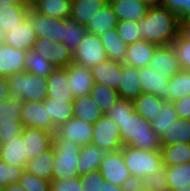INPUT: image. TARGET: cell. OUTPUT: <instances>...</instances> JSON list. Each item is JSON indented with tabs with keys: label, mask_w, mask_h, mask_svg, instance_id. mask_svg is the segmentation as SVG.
Here are the masks:
<instances>
[{
	"label": "cell",
	"mask_w": 190,
	"mask_h": 191,
	"mask_svg": "<svg viewBox=\"0 0 190 191\" xmlns=\"http://www.w3.org/2000/svg\"><path fill=\"white\" fill-rule=\"evenodd\" d=\"M51 191H81L80 177L51 180Z\"/></svg>",
	"instance_id": "cell-51"
},
{
	"label": "cell",
	"mask_w": 190,
	"mask_h": 191,
	"mask_svg": "<svg viewBox=\"0 0 190 191\" xmlns=\"http://www.w3.org/2000/svg\"><path fill=\"white\" fill-rule=\"evenodd\" d=\"M172 102L190 95V71L181 70L169 82Z\"/></svg>",
	"instance_id": "cell-43"
},
{
	"label": "cell",
	"mask_w": 190,
	"mask_h": 191,
	"mask_svg": "<svg viewBox=\"0 0 190 191\" xmlns=\"http://www.w3.org/2000/svg\"><path fill=\"white\" fill-rule=\"evenodd\" d=\"M182 70L190 71V42L183 40L179 35L172 43Z\"/></svg>",
	"instance_id": "cell-49"
},
{
	"label": "cell",
	"mask_w": 190,
	"mask_h": 191,
	"mask_svg": "<svg viewBox=\"0 0 190 191\" xmlns=\"http://www.w3.org/2000/svg\"><path fill=\"white\" fill-rule=\"evenodd\" d=\"M10 95L28 102H43L47 98V78L30 72H18L8 77Z\"/></svg>",
	"instance_id": "cell-4"
},
{
	"label": "cell",
	"mask_w": 190,
	"mask_h": 191,
	"mask_svg": "<svg viewBox=\"0 0 190 191\" xmlns=\"http://www.w3.org/2000/svg\"><path fill=\"white\" fill-rule=\"evenodd\" d=\"M86 32L85 26L78 24L75 20L67 18L63 23L61 43H63L72 54H74L77 47L81 44Z\"/></svg>",
	"instance_id": "cell-39"
},
{
	"label": "cell",
	"mask_w": 190,
	"mask_h": 191,
	"mask_svg": "<svg viewBox=\"0 0 190 191\" xmlns=\"http://www.w3.org/2000/svg\"><path fill=\"white\" fill-rule=\"evenodd\" d=\"M0 159L12 166H26L28 160L25 155L22 134L13 138L10 137L7 141H4Z\"/></svg>",
	"instance_id": "cell-28"
},
{
	"label": "cell",
	"mask_w": 190,
	"mask_h": 191,
	"mask_svg": "<svg viewBox=\"0 0 190 191\" xmlns=\"http://www.w3.org/2000/svg\"><path fill=\"white\" fill-rule=\"evenodd\" d=\"M3 4H29L27 0H0V5Z\"/></svg>",
	"instance_id": "cell-61"
},
{
	"label": "cell",
	"mask_w": 190,
	"mask_h": 191,
	"mask_svg": "<svg viewBox=\"0 0 190 191\" xmlns=\"http://www.w3.org/2000/svg\"><path fill=\"white\" fill-rule=\"evenodd\" d=\"M23 127L43 129L52 133L56 132L50 115L45 109L44 102L24 101L21 110Z\"/></svg>",
	"instance_id": "cell-13"
},
{
	"label": "cell",
	"mask_w": 190,
	"mask_h": 191,
	"mask_svg": "<svg viewBox=\"0 0 190 191\" xmlns=\"http://www.w3.org/2000/svg\"><path fill=\"white\" fill-rule=\"evenodd\" d=\"M110 153L103 148H98L92 143L82 145L78 160L79 176L91 171L99 170L101 161Z\"/></svg>",
	"instance_id": "cell-25"
},
{
	"label": "cell",
	"mask_w": 190,
	"mask_h": 191,
	"mask_svg": "<svg viewBox=\"0 0 190 191\" xmlns=\"http://www.w3.org/2000/svg\"><path fill=\"white\" fill-rule=\"evenodd\" d=\"M54 164V146L42 152L37 157L27 161L25 171L37 177L52 180V165Z\"/></svg>",
	"instance_id": "cell-32"
},
{
	"label": "cell",
	"mask_w": 190,
	"mask_h": 191,
	"mask_svg": "<svg viewBox=\"0 0 190 191\" xmlns=\"http://www.w3.org/2000/svg\"><path fill=\"white\" fill-rule=\"evenodd\" d=\"M36 39L32 22L27 17L23 22L6 32V41L4 43L13 48L26 51L33 48Z\"/></svg>",
	"instance_id": "cell-19"
},
{
	"label": "cell",
	"mask_w": 190,
	"mask_h": 191,
	"mask_svg": "<svg viewBox=\"0 0 190 191\" xmlns=\"http://www.w3.org/2000/svg\"><path fill=\"white\" fill-rule=\"evenodd\" d=\"M65 68H55L47 77V98L59 101H74Z\"/></svg>",
	"instance_id": "cell-18"
},
{
	"label": "cell",
	"mask_w": 190,
	"mask_h": 191,
	"mask_svg": "<svg viewBox=\"0 0 190 191\" xmlns=\"http://www.w3.org/2000/svg\"><path fill=\"white\" fill-rule=\"evenodd\" d=\"M160 152L165 167L190 162V143H175L171 146H162Z\"/></svg>",
	"instance_id": "cell-35"
},
{
	"label": "cell",
	"mask_w": 190,
	"mask_h": 191,
	"mask_svg": "<svg viewBox=\"0 0 190 191\" xmlns=\"http://www.w3.org/2000/svg\"><path fill=\"white\" fill-rule=\"evenodd\" d=\"M43 102L56 129L70 118H73V101H59L46 98Z\"/></svg>",
	"instance_id": "cell-37"
},
{
	"label": "cell",
	"mask_w": 190,
	"mask_h": 191,
	"mask_svg": "<svg viewBox=\"0 0 190 191\" xmlns=\"http://www.w3.org/2000/svg\"><path fill=\"white\" fill-rule=\"evenodd\" d=\"M122 154L130 175L141 180L163 165L160 151L141 150L131 146H124Z\"/></svg>",
	"instance_id": "cell-5"
},
{
	"label": "cell",
	"mask_w": 190,
	"mask_h": 191,
	"mask_svg": "<svg viewBox=\"0 0 190 191\" xmlns=\"http://www.w3.org/2000/svg\"><path fill=\"white\" fill-rule=\"evenodd\" d=\"M99 172L106 181L121 187L130 176L129 169L123 159L122 149L110 152L101 161Z\"/></svg>",
	"instance_id": "cell-15"
},
{
	"label": "cell",
	"mask_w": 190,
	"mask_h": 191,
	"mask_svg": "<svg viewBox=\"0 0 190 191\" xmlns=\"http://www.w3.org/2000/svg\"><path fill=\"white\" fill-rule=\"evenodd\" d=\"M53 135L54 133L43 129L24 127L22 138L27 160L33 159L50 149L53 146Z\"/></svg>",
	"instance_id": "cell-14"
},
{
	"label": "cell",
	"mask_w": 190,
	"mask_h": 191,
	"mask_svg": "<svg viewBox=\"0 0 190 191\" xmlns=\"http://www.w3.org/2000/svg\"><path fill=\"white\" fill-rule=\"evenodd\" d=\"M98 191H123V190L120 186L104 180V183L100 185V189Z\"/></svg>",
	"instance_id": "cell-57"
},
{
	"label": "cell",
	"mask_w": 190,
	"mask_h": 191,
	"mask_svg": "<svg viewBox=\"0 0 190 191\" xmlns=\"http://www.w3.org/2000/svg\"><path fill=\"white\" fill-rule=\"evenodd\" d=\"M119 37L127 44H133L141 39L138 22L131 20L118 21L115 27Z\"/></svg>",
	"instance_id": "cell-45"
},
{
	"label": "cell",
	"mask_w": 190,
	"mask_h": 191,
	"mask_svg": "<svg viewBox=\"0 0 190 191\" xmlns=\"http://www.w3.org/2000/svg\"><path fill=\"white\" fill-rule=\"evenodd\" d=\"M118 23L117 16L112 6L108 3L86 25V31L91 34L101 35L109 29L115 28Z\"/></svg>",
	"instance_id": "cell-33"
},
{
	"label": "cell",
	"mask_w": 190,
	"mask_h": 191,
	"mask_svg": "<svg viewBox=\"0 0 190 191\" xmlns=\"http://www.w3.org/2000/svg\"><path fill=\"white\" fill-rule=\"evenodd\" d=\"M139 83L142 93L158 95L164 102H172L169 80L153 71L149 66L139 69Z\"/></svg>",
	"instance_id": "cell-12"
},
{
	"label": "cell",
	"mask_w": 190,
	"mask_h": 191,
	"mask_svg": "<svg viewBox=\"0 0 190 191\" xmlns=\"http://www.w3.org/2000/svg\"><path fill=\"white\" fill-rule=\"evenodd\" d=\"M23 104V99L15 95H9L7 100L0 102V137L3 141L22 134L24 127L20 114Z\"/></svg>",
	"instance_id": "cell-6"
},
{
	"label": "cell",
	"mask_w": 190,
	"mask_h": 191,
	"mask_svg": "<svg viewBox=\"0 0 190 191\" xmlns=\"http://www.w3.org/2000/svg\"><path fill=\"white\" fill-rule=\"evenodd\" d=\"M149 67L168 80L182 70L178 55L172 44L157 46Z\"/></svg>",
	"instance_id": "cell-9"
},
{
	"label": "cell",
	"mask_w": 190,
	"mask_h": 191,
	"mask_svg": "<svg viewBox=\"0 0 190 191\" xmlns=\"http://www.w3.org/2000/svg\"><path fill=\"white\" fill-rule=\"evenodd\" d=\"M106 59L107 54L100 37L86 32L81 44L73 54V62L87 68H92Z\"/></svg>",
	"instance_id": "cell-8"
},
{
	"label": "cell",
	"mask_w": 190,
	"mask_h": 191,
	"mask_svg": "<svg viewBox=\"0 0 190 191\" xmlns=\"http://www.w3.org/2000/svg\"><path fill=\"white\" fill-rule=\"evenodd\" d=\"M142 40L157 46L170 45L178 37V16L163 6L149 8L146 16L138 21Z\"/></svg>",
	"instance_id": "cell-1"
},
{
	"label": "cell",
	"mask_w": 190,
	"mask_h": 191,
	"mask_svg": "<svg viewBox=\"0 0 190 191\" xmlns=\"http://www.w3.org/2000/svg\"><path fill=\"white\" fill-rule=\"evenodd\" d=\"M30 4L0 5V26L7 32L28 17Z\"/></svg>",
	"instance_id": "cell-29"
},
{
	"label": "cell",
	"mask_w": 190,
	"mask_h": 191,
	"mask_svg": "<svg viewBox=\"0 0 190 191\" xmlns=\"http://www.w3.org/2000/svg\"><path fill=\"white\" fill-rule=\"evenodd\" d=\"M134 112L132 100L118 99L117 102L105 113L111 120H124Z\"/></svg>",
	"instance_id": "cell-48"
},
{
	"label": "cell",
	"mask_w": 190,
	"mask_h": 191,
	"mask_svg": "<svg viewBox=\"0 0 190 191\" xmlns=\"http://www.w3.org/2000/svg\"><path fill=\"white\" fill-rule=\"evenodd\" d=\"M178 118L173 102H164L159 115L155 117L154 120L150 121V124L153 130L160 137L163 131L168 130L172 124H175V121Z\"/></svg>",
	"instance_id": "cell-41"
},
{
	"label": "cell",
	"mask_w": 190,
	"mask_h": 191,
	"mask_svg": "<svg viewBox=\"0 0 190 191\" xmlns=\"http://www.w3.org/2000/svg\"><path fill=\"white\" fill-rule=\"evenodd\" d=\"M55 66L33 49L25 51L24 71L47 78Z\"/></svg>",
	"instance_id": "cell-38"
},
{
	"label": "cell",
	"mask_w": 190,
	"mask_h": 191,
	"mask_svg": "<svg viewBox=\"0 0 190 191\" xmlns=\"http://www.w3.org/2000/svg\"><path fill=\"white\" fill-rule=\"evenodd\" d=\"M36 38H48L52 42L62 41L63 23L65 19H57L35 11L31 6L28 13Z\"/></svg>",
	"instance_id": "cell-10"
},
{
	"label": "cell",
	"mask_w": 190,
	"mask_h": 191,
	"mask_svg": "<svg viewBox=\"0 0 190 191\" xmlns=\"http://www.w3.org/2000/svg\"><path fill=\"white\" fill-rule=\"evenodd\" d=\"M3 189L4 191H26L19 182L9 184L8 186L3 187Z\"/></svg>",
	"instance_id": "cell-58"
},
{
	"label": "cell",
	"mask_w": 190,
	"mask_h": 191,
	"mask_svg": "<svg viewBox=\"0 0 190 191\" xmlns=\"http://www.w3.org/2000/svg\"><path fill=\"white\" fill-rule=\"evenodd\" d=\"M5 41H6V32L2 30L0 26V45L4 44Z\"/></svg>",
	"instance_id": "cell-62"
},
{
	"label": "cell",
	"mask_w": 190,
	"mask_h": 191,
	"mask_svg": "<svg viewBox=\"0 0 190 191\" xmlns=\"http://www.w3.org/2000/svg\"><path fill=\"white\" fill-rule=\"evenodd\" d=\"M33 1H34V0H27V2H28L29 4H31Z\"/></svg>",
	"instance_id": "cell-65"
},
{
	"label": "cell",
	"mask_w": 190,
	"mask_h": 191,
	"mask_svg": "<svg viewBox=\"0 0 190 191\" xmlns=\"http://www.w3.org/2000/svg\"><path fill=\"white\" fill-rule=\"evenodd\" d=\"M54 164L52 165V180L79 177L78 160L82 146L73 141L53 135Z\"/></svg>",
	"instance_id": "cell-3"
},
{
	"label": "cell",
	"mask_w": 190,
	"mask_h": 191,
	"mask_svg": "<svg viewBox=\"0 0 190 191\" xmlns=\"http://www.w3.org/2000/svg\"><path fill=\"white\" fill-rule=\"evenodd\" d=\"M156 48L157 45L146 40H139L133 44L127 45L123 64L133 66L138 69L149 66Z\"/></svg>",
	"instance_id": "cell-23"
},
{
	"label": "cell",
	"mask_w": 190,
	"mask_h": 191,
	"mask_svg": "<svg viewBox=\"0 0 190 191\" xmlns=\"http://www.w3.org/2000/svg\"><path fill=\"white\" fill-rule=\"evenodd\" d=\"M122 62L104 60L93 66L91 69L94 83L106 85L117 90L120 81Z\"/></svg>",
	"instance_id": "cell-20"
},
{
	"label": "cell",
	"mask_w": 190,
	"mask_h": 191,
	"mask_svg": "<svg viewBox=\"0 0 190 191\" xmlns=\"http://www.w3.org/2000/svg\"><path fill=\"white\" fill-rule=\"evenodd\" d=\"M190 19V0H188V7H184L183 12L178 16V20Z\"/></svg>",
	"instance_id": "cell-59"
},
{
	"label": "cell",
	"mask_w": 190,
	"mask_h": 191,
	"mask_svg": "<svg viewBox=\"0 0 190 191\" xmlns=\"http://www.w3.org/2000/svg\"><path fill=\"white\" fill-rule=\"evenodd\" d=\"M108 3L112 6L118 21L138 22L146 16L149 9L138 0H108Z\"/></svg>",
	"instance_id": "cell-24"
},
{
	"label": "cell",
	"mask_w": 190,
	"mask_h": 191,
	"mask_svg": "<svg viewBox=\"0 0 190 191\" xmlns=\"http://www.w3.org/2000/svg\"><path fill=\"white\" fill-rule=\"evenodd\" d=\"M90 94L93 97L94 102L100 106L104 113H107L119 99L117 90L99 83H94Z\"/></svg>",
	"instance_id": "cell-42"
},
{
	"label": "cell",
	"mask_w": 190,
	"mask_h": 191,
	"mask_svg": "<svg viewBox=\"0 0 190 191\" xmlns=\"http://www.w3.org/2000/svg\"><path fill=\"white\" fill-rule=\"evenodd\" d=\"M79 177L81 181V191H98L100 185L103 184L105 180L99 170L91 171Z\"/></svg>",
	"instance_id": "cell-50"
},
{
	"label": "cell",
	"mask_w": 190,
	"mask_h": 191,
	"mask_svg": "<svg viewBox=\"0 0 190 191\" xmlns=\"http://www.w3.org/2000/svg\"><path fill=\"white\" fill-rule=\"evenodd\" d=\"M19 183L26 191H51V181L24 171Z\"/></svg>",
	"instance_id": "cell-47"
},
{
	"label": "cell",
	"mask_w": 190,
	"mask_h": 191,
	"mask_svg": "<svg viewBox=\"0 0 190 191\" xmlns=\"http://www.w3.org/2000/svg\"><path fill=\"white\" fill-rule=\"evenodd\" d=\"M161 6L179 16L183 12L184 7H188V0H162Z\"/></svg>",
	"instance_id": "cell-53"
},
{
	"label": "cell",
	"mask_w": 190,
	"mask_h": 191,
	"mask_svg": "<svg viewBox=\"0 0 190 191\" xmlns=\"http://www.w3.org/2000/svg\"><path fill=\"white\" fill-rule=\"evenodd\" d=\"M91 143L110 152L119 151L124 147L118 126L106 114L93 123Z\"/></svg>",
	"instance_id": "cell-7"
},
{
	"label": "cell",
	"mask_w": 190,
	"mask_h": 191,
	"mask_svg": "<svg viewBox=\"0 0 190 191\" xmlns=\"http://www.w3.org/2000/svg\"><path fill=\"white\" fill-rule=\"evenodd\" d=\"M72 0H34L30 6L40 14L57 19H67L70 16Z\"/></svg>",
	"instance_id": "cell-31"
},
{
	"label": "cell",
	"mask_w": 190,
	"mask_h": 191,
	"mask_svg": "<svg viewBox=\"0 0 190 191\" xmlns=\"http://www.w3.org/2000/svg\"><path fill=\"white\" fill-rule=\"evenodd\" d=\"M3 146H4V141L0 137V155H1V151H2Z\"/></svg>",
	"instance_id": "cell-64"
},
{
	"label": "cell",
	"mask_w": 190,
	"mask_h": 191,
	"mask_svg": "<svg viewBox=\"0 0 190 191\" xmlns=\"http://www.w3.org/2000/svg\"><path fill=\"white\" fill-rule=\"evenodd\" d=\"M174 191H190V186L187 185V187H182L180 189L174 190Z\"/></svg>",
	"instance_id": "cell-63"
},
{
	"label": "cell",
	"mask_w": 190,
	"mask_h": 191,
	"mask_svg": "<svg viewBox=\"0 0 190 191\" xmlns=\"http://www.w3.org/2000/svg\"><path fill=\"white\" fill-rule=\"evenodd\" d=\"M32 49L51 62L55 68H65L73 62V54L58 41L52 42L48 38H37Z\"/></svg>",
	"instance_id": "cell-11"
},
{
	"label": "cell",
	"mask_w": 190,
	"mask_h": 191,
	"mask_svg": "<svg viewBox=\"0 0 190 191\" xmlns=\"http://www.w3.org/2000/svg\"><path fill=\"white\" fill-rule=\"evenodd\" d=\"M146 5L148 8L157 7L161 5L162 0H138Z\"/></svg>",
	"instance_id": "cell-60"
},
{
	"label": "cell",
	"mask_w": 190,
	"mask_h": 191,
	"mask_svg": "<svg viewBox=\"0 0 190 191\" xmlns=\"http://www.w3.org/2000/svg\"><path fill=\"white\" fill-rule=\"evenodd\" d=\"M106 4L108 0H72L69 18L86 27Z\"/></svg>",
	"instance_id": "cell-26"
},
{
	"label": "cell",
	"mask_w": 190,
	"mask_h": 191,
	"mask_svg": "<svg viewBox=\"0 0 190 191\" xmlns=\"http://www.w3.org/2000/svg\"><path fill=\"white\" fill-rule=\"evenodd\" d=\"M105 113L93 100L91 94L76 97L73 101V117L90 124L98 121Z\"/></svg>",
	"instance_id": "cell-27"
},
{
	"label": "cell",
	"mask_w": 190,
	"mask_h": 191,
	"mask_svg": "<svg viewBox=\"0 0 190 191\" xmlns=\"http://www.w3.org/2000/svg\"><path fill=\"white\" fill-rule=\"evenodd\" d=\"M123 191H148L143 187L142 180L130 175L121 186Z\"/></svg>",
	"instance_id": "cell-54"
},
{
	"label": "cell",
	"mask_w": 190,
	"mask_h": 191,
	"mask_svg": "<svg viewBox=\"0 0 190 191\" xmlns=\"http://www.w3.org/2000/svg\"><path fill=\"white\" fill-rule=\"evenodd\" d=\"M166 178L170 191L190 186V162L166 167Z\"/></svg>",
	"instance_id": "cell-40"
},
{
	"label": "cell",
	"mask_w": 190,
	"mask_h": 191,
	"mask_svg": "<svg viewBox=\"0 0 190 191\" xmlns=\"http://www.w3.org/2000/svg\"><path fill=\"white\" fill-rule=\"evenodd\" d=\"M163 103L164 101L161 100L158 95L144 93H141L139 97L133 101L134 110L149 122L159 115Z\"/></svg>",
	"instance_id": "cell-36"
},
{
	"label": "cell",
	"mask_w": 190,
	"mask_h": 191,
	"mask_svg": "<svg viewBox=\"0 0 190 191\" xmlns=\"http://www.w3.org/2000/svg\"><path fill=\"white\" fill-rule=\"evenodd\" d=\"M25 51L7 44L0 45V76L9 77L24 71Z\"/></svg>",
	"instance_id": "cell-21"
},
{
	"label": "cell",
	"mask_w": 190,
	"mask_h": 191,
	"mask_svg": "<svg viewBox=\"0 0 190 191\" xmlns=\"http://www.w3.org/2000/svg\"><path fill=\"white\" fill-rule=\"evenodd\" d=\"M142 184L148 191H170L166 178V167L162 165L152 174L145 176Z\"/></svg>",
	"instance_id": "cell-44"
},
{
	"label": "cell",
	"mask_w": 190,
	"mask_h": 191,
	"mask_svg": "<svg viewBox=\"0 0 190 191\" xmlns=\"http://www.w3.org/2000/svg\"><path fill=\"white\" fill-rule=\"evenodd\" d=\"M178 35L183 40L190 42V19L179 21Z\"/></svg>",
	"instance_id": "cell-55"
},
{
	"label": "cell",
	"mask_w": 190,
	"mask_h": 191,
	"mask_svg": "<svg viewBox=\"0 0 190 191\" xmlns=\"http://www.w3.org/2000/svg\"><path fill=\"white\" fill-rule=\"evenodd\" d=\"M101 43L106 51L107 59L124 62L127 44L119 37L115 28L109 29L99 35Z\"/></svg>",
	"instance_id": "cell-30"
},
{
	"label": "cell",
	"mask_w": 190,
	"mask_h": 191,
	"mask_svg": "<svg viewBox=\"0 0 190 191\" xmlns=\"http://www.w3.org/2000/svg\"><path fill=\"white\" fill-rule=\"evenodd\" d=\"M119 128L123 146H131L141 150L160 151L161 140L153 130L150 122L134 112L124 120H112Z\"/></svg>",
	"instance_id": "cell-2"
},
{
	"label": "cell",
	"mask_w": 190,
	"mask_h": 191,
	"mask_svg": "<svg viewBox=\"0 0 190 191\" xmlns=\"http://www.w3.org/2000/svg\"><path fill=\"white\" fill-rule=\"evenodd\" d=\"M56 133L67 140L86 145L92 142L93 124L84 122L78 118H70L66 123L61 124Z\"/></svg>",
	"instance_id": "cell-17"
},
{
	"label": "cell",
	"mask_w": 190,
	"mask_h": 191,
	"mask_svg": "<svg viewBox=\"0 0 190 191\" xmlns=\"http://www.w3.org/2000/svg\"><path fill=\"white\" fill-rule=\"evenodd\" d=\"M24 171L25 166H12L0 159V188L18 183Z\"/></svg>",
	"instance_id": "cell-46"
},
{
	"label": "cell",
	"mask_w": 190,
	"mask_h": 191,
	"mask_svg": "<svg viewBox=\"0 0 190 191\" xmlns=\"http://www.w3.org/2000/svg\"><path fill=\"white\" fill-rule=\"evenodd\" d=\"M161 146H171L175 143H190V120L178 118L175 124L163 131L160 136Z\"/></svg>",
	"instance_id": "cell-34"
},
{
	"label": "cell",
	"mask_w": 190,
	"mask_h": 191,
	"mask_svg": "<svg viewBox=\"0 0 190 191\" xmlns=\"http://www.w3.org/2000/svg\"><path fill=\"white\" fill-rule=\"evenodd\" d=\"M178 117L190 120V95L173 102Z\"/></svg>",
	"instance_id": "cell-52"
},
{
	"label": "cell",
	"mask_w": 190,
	"mask_h": 191,
	"mask_svg": "<svg viewBox=\"0 0 190 191\" xmlns=\"http://www.w3.org/2000/svg\"><path fill=\"white\" fill-rule=\"evenodd\" d=\"M139 69L126 64L122 65L120 83L117 92L120 99L134 101L142 93L139 83Z\"/></svg>",
	"instance_id": "cell-22"
},
{
	"label": "cell",
	"mask_w": 190,
	"mask_h": 191,
	"mask_svg": "<svg viewBox=\"0 0 190 191\" xmlns=\"http://www.w3.org/2000/svg\"><path fill=\"white\" fill-rule=\"evenodd\" d=\"M9 91L8 78L0 76V102L7 100Z\"/></svg>",
	"instance_id": "cell-56"
},
{
	"label": "cell",
	"mask_w": 190,
	"mask_h": 191,
	"mask_svg": "<svg viewBox=\"0 0 190 191\" xmlns=\"http://www.w3.org/2000/svg\"><path fill=\"white\" fill-rule=\"evenodd\" d=\"M65 69L68 75L69 87L75 98L91 93L94 81L90 68L72 62Z\"/></svg>",
	"instance_id": "cell-16"
}]
</instances>
